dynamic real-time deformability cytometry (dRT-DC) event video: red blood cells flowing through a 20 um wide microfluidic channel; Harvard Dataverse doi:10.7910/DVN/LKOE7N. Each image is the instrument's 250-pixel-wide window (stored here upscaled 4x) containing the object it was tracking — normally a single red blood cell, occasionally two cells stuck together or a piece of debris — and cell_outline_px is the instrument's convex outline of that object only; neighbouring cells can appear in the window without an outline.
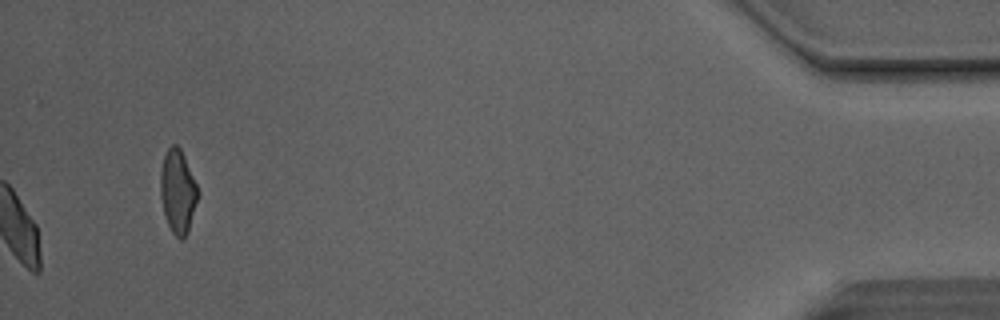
{"species": "Egyptian fruit bat (a non-hibernating species)", "species_latin": "Rousettus aegyptiacus", "temperature_condition": "room temperature", "stored_images_in_passage": 40, "camera_frame_rate_fps": 3000, "um_per_image_px": 0.085, "animal": {"sex": "male"}, "frame": {"image": 1, "passage_image": 40, "time_ms": 13.0, "image_size_px": [1000, 320], "cell_outline_px": [[200, 192], [188, 232], [184, 240], [180, 240], [172, 232], [168, 224], [164, 212], [160, 196], [160, 172], [164, 156], [168, 148], [172, 144], [176, 144], [180, 148], [184, 156]], "centroid_in_image_um": [15.12, 16.29], "position_along_channel_um": 420.1, "area_um2": 18.32}, "authors_computed_cell_mechanics": {"area_um2": 20.0855, "velocity_mm_per_s": 4.1194, "shape_relaxation_time_tau1_ms": 5.529, "shape_relaxation_time_tau2_ms": 1.7217, "deformation_change_tau1": 0.1192, "deformation_change_tau2": 0.0599}}